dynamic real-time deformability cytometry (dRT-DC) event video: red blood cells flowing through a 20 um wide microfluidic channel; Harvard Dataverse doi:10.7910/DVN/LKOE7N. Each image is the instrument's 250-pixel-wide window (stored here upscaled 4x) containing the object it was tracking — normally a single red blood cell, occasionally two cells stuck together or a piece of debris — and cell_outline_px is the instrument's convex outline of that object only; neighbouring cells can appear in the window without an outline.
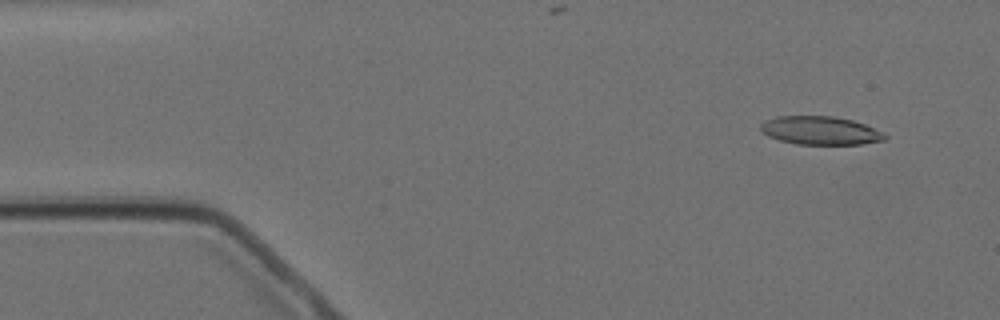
{"species": "Egyptian fruit bat (a non-hibernating species)", "species_latin": "Rousettus aegyptiacus", "temperature_condition": "cold", "stored_images_in_passage": 4, "camera_frame_rate_fps": 3000, "um_per_image_px": 0.085, "animal": {"sex": "female"}, "frame": {"image": 1, "passage_image": 1, "time_ms": 0.0, "image_size_px": [1000, 320], "cell_outline_px": [[888, 136], [884, 140], [864, 144], [796, 144], [780, 140], [768, 136], [760, 132], [760, 124], [764, 120], [776, 116], [832, 116], [852, 120], [864, 124]], "centroid_in_image_um": [69.67, 11.09], "position_along_channel_um": 15.3, "area_um2": 20.52}}
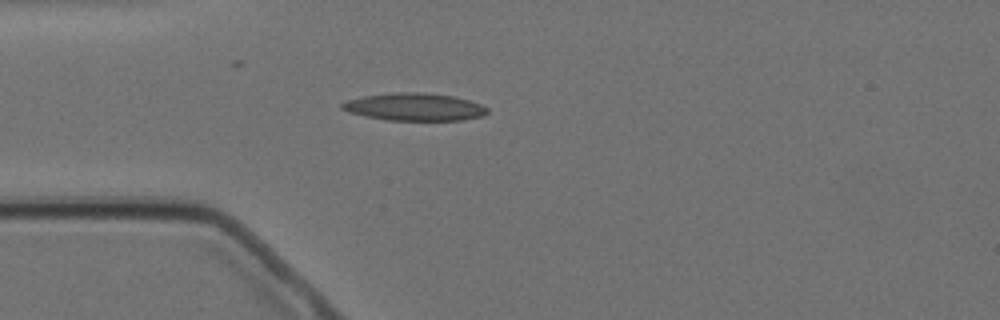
{"frame": {"image": 2, "passage_image": 3, "time_ms": 3.333, "image_size_px": [1000, 320], "cell_outline_px": [[488, 112], [484, 116], [464, 120], [388, 120], [364, 116], [348, 112], [340, 108], [340, 104], [344, 100], [364, 96], [396, 92], [420, 92], [452, 96], [468, 100], [480, 104], [488, 108]], "centroid_in_image_um": [35.2, 9.09], "position_along_channel_um": 49.8, "area_um2": 23.41}}